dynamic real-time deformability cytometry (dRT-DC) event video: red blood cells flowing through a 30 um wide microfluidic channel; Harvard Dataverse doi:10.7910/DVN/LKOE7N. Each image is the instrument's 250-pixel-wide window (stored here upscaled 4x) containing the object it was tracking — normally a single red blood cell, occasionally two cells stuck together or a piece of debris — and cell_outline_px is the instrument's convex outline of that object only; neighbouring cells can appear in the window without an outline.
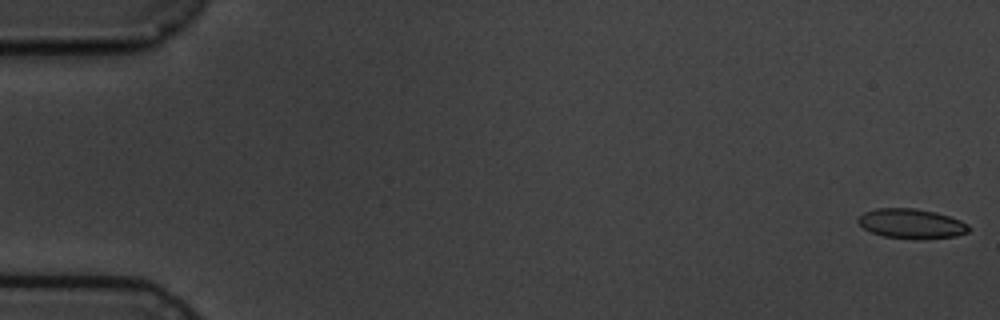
{"species": "common noctule bat (a hibernating species)", "species_latin": "Nyctalus noctula", "temperature_condition": "cold", "stored_images_in_passage": 9, "camera_frame_rate_fps": 3000, "um_per_image_px": 0.085, "animal": {"sex": "male", "body_mass_g": 19.5, "forearm_length_mm": 54.6}, "frame": {"image": 1, "passage_image": 1, "time_ms": 0.0, "image_size_px": [1000, 320], "cell_outline_px": [[972, 228], [968, 232], [956, 236], [884, 236], [872, 232], [864, 228], [856, 220], [864, 212], [876, 208], [916, 208], [936, 212], [960, 220], [968, 224]], "centroid_in_image_um": [77.46, 18.95], "position_along_channel_um": 7.5, "area_um2": 18.26}}
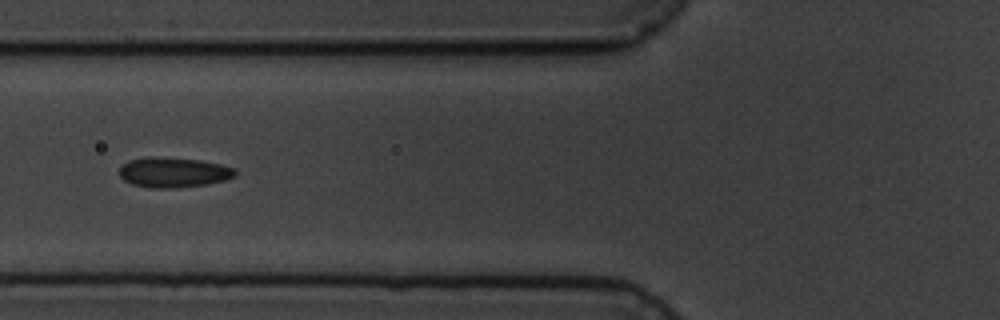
{"frame": {"image": 2, "passage_image": 7, "time_ms": 7.0, "image_size_px": [1000, 320], "cell_outline_px": [[236, 176], [224, 180], [208, 184], [168, 188], [152, 188], [132, 184], [124, 180], [120, 176], [120, 168], [128, 160], [148, 156], [152, 156], [200, 160], [220, 164], [236, 168]], "centroid_in_image_um": [14.75, 14.64], "position_along_channel_um": 111.0, "area_um2": 20.29}}
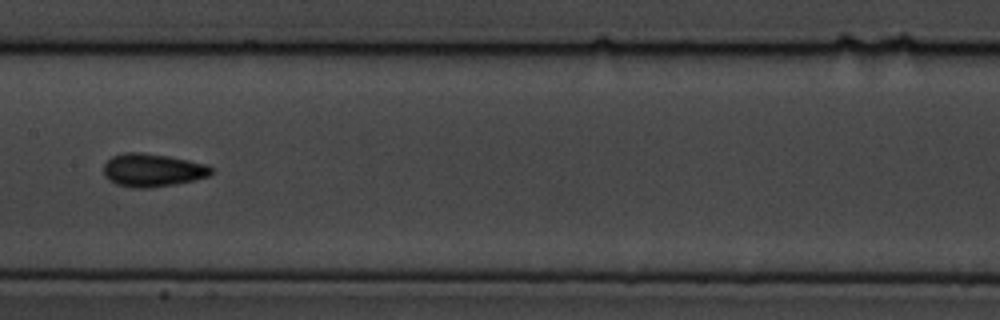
{"frame": {"image": 3, "passage_image": 9, "time_ms": 9.333, "image_size_px": [1000, 320], "cell_outline_px": [[216, 172], [208, 176], [176, 184], [148, 188], [132, 188], [116, 184], [108, 180], [104, 176], [104, 164], [112, 156], [124, 152], [140, 152], [168, 156], [208, 164]], "centroid_in_image_um": [12.97, 14.46], "position_along_channel_um": 194.4, "area_um2": 20.92}}